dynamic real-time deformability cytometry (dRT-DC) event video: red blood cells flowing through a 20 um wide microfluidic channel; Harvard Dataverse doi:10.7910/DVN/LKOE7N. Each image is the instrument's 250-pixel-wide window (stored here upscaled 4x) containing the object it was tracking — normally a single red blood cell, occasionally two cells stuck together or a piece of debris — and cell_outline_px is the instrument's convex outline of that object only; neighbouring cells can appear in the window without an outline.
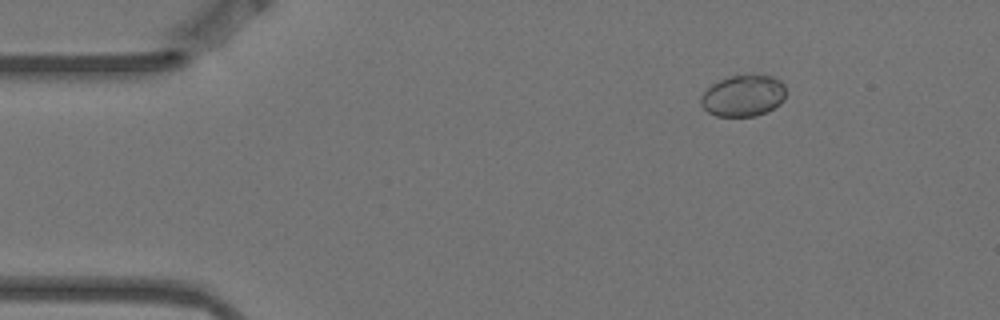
{"species": "Egyptian fruit bat (a non-hibernating species)", "species_latin": "Rousettus aegyptiacus", "temperature_condition": "warm", "stored_images_in_passage": 5, "camera_frame_rate_fps": 3000, "um_per_image_px": 0.085, "animal": {"sex": "female"}, "frame": {"image": 1, "passage_image": 2, "time_ms": 0.333, "image_size_px": [1000, 320], "cell_outline_px": [[784, 100], [780, 104], [756, 116], [716, 116], [708, 112], [700, 104], [700, 96], [712, 84], [728, 76], [752, 72], [756, 72], [772, 76], [780, 80], [784, 84]], "centroid_in_image_um": [63.17, 8.09], "position_along_channel_um": 21.8, "area_um2": 20.98}}
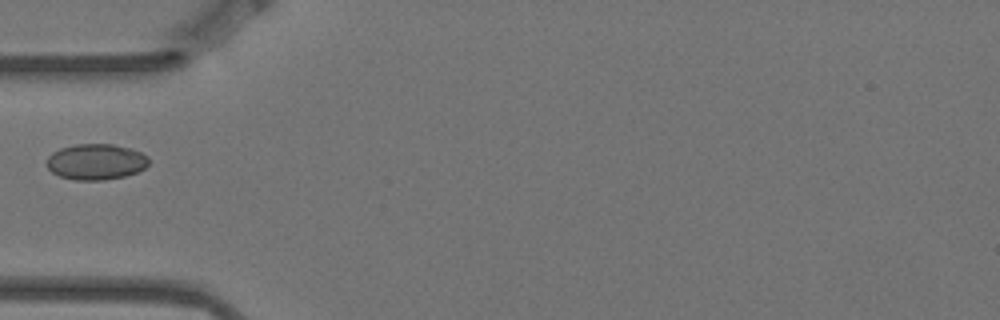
{"frame": {"image": 2, "passage_image": 5, "time_ms": 1.333, "image_size_px": [1000, 320], "cell_outline_px": [[148, 164], [144, 168], [136, 172], [124, 176], [104, 180], [76, 180], [60, 176], [52, 172], [48, 168], [48, 156], [52, 152], [60, 148], [76, 144], [112, 144], [132, 148], [148, 156]], "centroid_in_image_um": [8.16, 13.74], "position_along_channel_um": 76.8, "area_um2": 21.27}}